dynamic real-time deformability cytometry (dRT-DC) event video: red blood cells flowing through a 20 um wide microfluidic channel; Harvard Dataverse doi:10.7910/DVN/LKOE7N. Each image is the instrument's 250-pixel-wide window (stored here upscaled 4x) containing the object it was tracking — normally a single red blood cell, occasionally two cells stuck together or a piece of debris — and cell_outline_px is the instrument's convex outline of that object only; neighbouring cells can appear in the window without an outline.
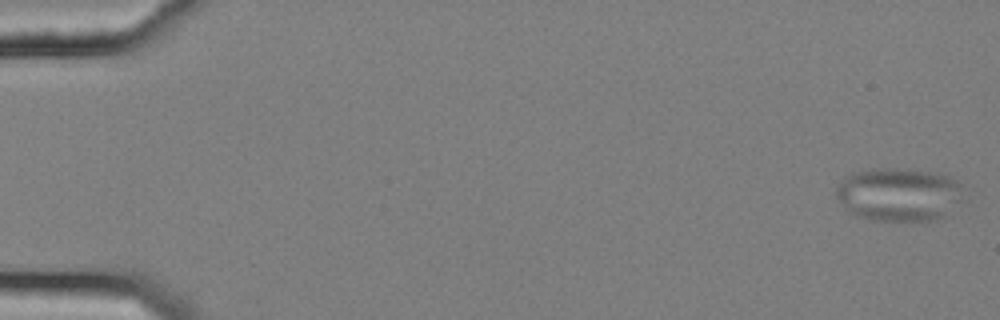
{"species": "common noctule bat (a hibernating species)", "species_latin": "Nyctalus noctula", "temperature_condition": "cold", "stored_images_in_passage": 56, "camera_frame_rate_fps": 3000, "um_per_image_px": 0.085, "animal": {"sex": "female", "body_mass_g": 25.1}, "frame": {"image": 1, "passage_image": 2, "time_ms": 0.333, "image_size_px": [1000, 320], "cell_outline_px": [[960, 200], [944, 216], [936, 220], [872, 220], [856, 216], [848, 212], [844, 208], [836, 196], [836, 188], [844, 176], [852, 172], [872, 168], [908, 168], [948, 176], [956, 180], [960, 184]], "centroid_in_image_um": [76.32, 16.51], "position_along_channel_um": 8.7, "area_um2": 39.59}}
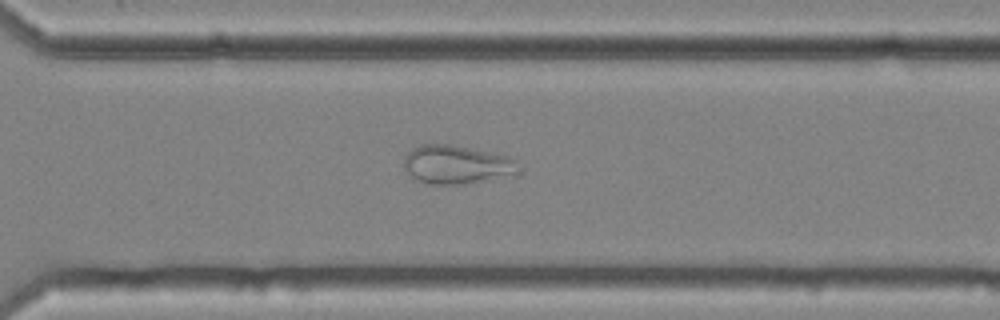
{"frame": {"image": 2, "passage_image": 41, "time_ms": 13.333, "image_size_px": [1000, 320], "cell_outline_px": [[520, 172], [464, 184], [428, 184], [412, 176], [404, 168], [404, 156], [412, 148], [420, 144], [448, 144], [512, 156], [516, 160]], "centroid_in_image_um": [38.8, 13.97], "position_along_channel_um": 331.8, "area_um2": 25.55}}
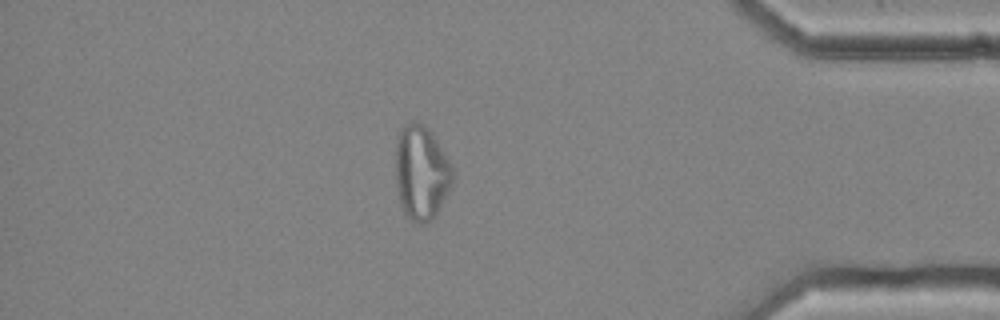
{"frame": {"image": 3, "passage_image": 49, "time_ms": 16.0, "image_size_px": [1000, 320], "cell_outline_px": [[456, 180], [436, 216], [424, 224], [416, 224], [404, 212], [400, 204], [396, 184], [396, 136], [404, 124], [412, 120], [416, 120], [424, 124], [432, 132], [448, 160], [456, 176]], "centroid_in_image_um": [35.83, 14.67], "position_along_channel_um": 399.4, "area_um2": 32.08}}